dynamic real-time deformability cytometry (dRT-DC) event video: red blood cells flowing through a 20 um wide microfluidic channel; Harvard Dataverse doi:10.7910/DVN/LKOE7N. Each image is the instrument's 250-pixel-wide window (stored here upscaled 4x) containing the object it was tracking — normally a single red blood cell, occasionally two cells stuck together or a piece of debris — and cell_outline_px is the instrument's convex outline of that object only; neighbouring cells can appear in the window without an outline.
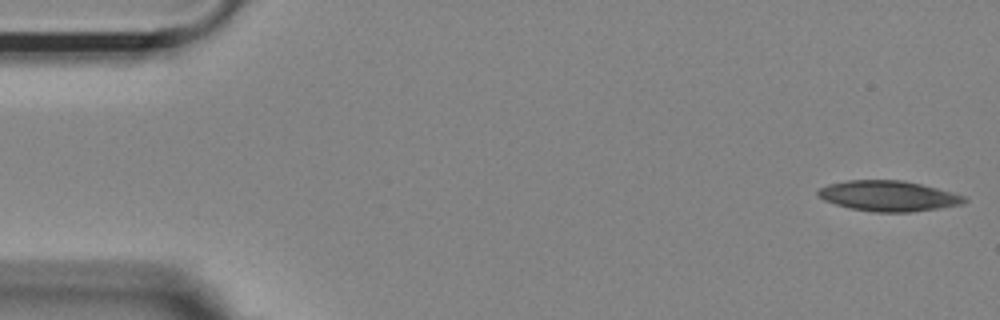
{"species": "Egyptian fruit bat (a non-hibernating species)", "species_latin": "Rousettus aegyptiacus", "temperature_condition": "room temperature", "stored_images_in_passage": 11, "camera_frame_rate_fps": 3000, "um_per_image_px": 0.085, "animal": {"sex": "female"}, "frame": {"image": 1, "passage_image": 1, "time_ms": 0.0, "image_size_px": [1000, 320], "cell_outline_px": [[968, 200], [964, 204], [940, 208], [912, 212], [872, 212], [852, 208], [836, 204], [824, 200], [816, 196], [816, 192], [820, 188], [828, 184], [848, 180], [904, 180], [968, 196]], "centroid_in_image_um": [75.54, 16.66], "position_along_channel_um": 9.5, "area_um2": 26.13}}